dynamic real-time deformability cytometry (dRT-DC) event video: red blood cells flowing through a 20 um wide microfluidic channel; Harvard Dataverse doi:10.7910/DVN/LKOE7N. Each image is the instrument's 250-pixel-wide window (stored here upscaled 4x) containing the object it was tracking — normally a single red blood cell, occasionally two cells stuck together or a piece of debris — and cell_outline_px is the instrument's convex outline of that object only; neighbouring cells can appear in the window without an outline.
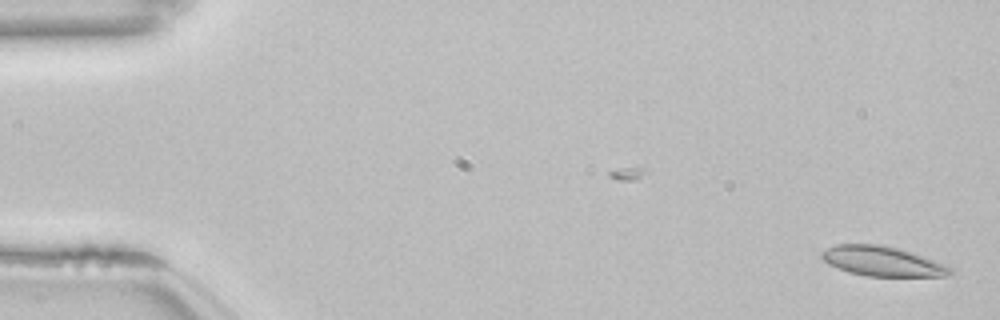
{"species": "common noctule bat (a hibernating species)", "species_latin": "Nyctalus noctula", "temperature_condition": "room temperature", "stored_images_in_passage": 45, "camera_frame_rate_fps": 3000, "um_per_image_px": 0.085, "animal": {"sex": "female", "body_mass_g": 22.7, "forearm_length_mm": 54.2}, "frame": {"image": 1, "passage_image": 1, "time_ms": 0.0, "image_size_px": [1000, 320], "cell_outline_px": [[952, 272], [948, 276], [868, 276], [848, 272], [828, 264], [820, 260], [820, 252], [836, 244], [880, 244], [912, 252], [944, 264], [952, 268]], "centroid_in_image_um": [74.95, 22.2], "position_along_channel_um": 10.1, "area_um2": 22.31}}
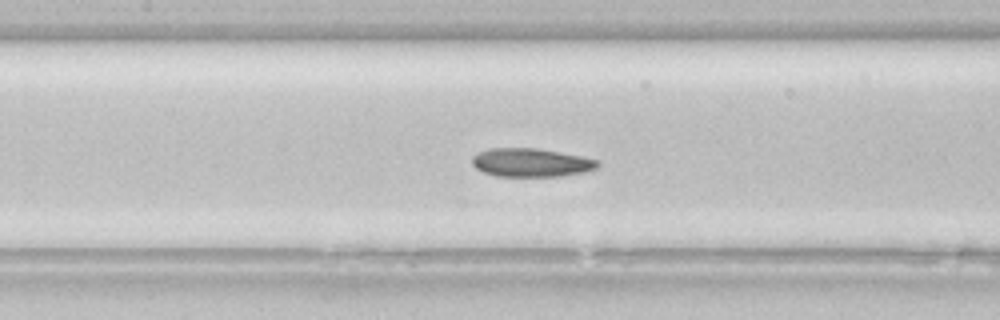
{"frame": {"image": 2, "passage_image": 24, "time_ms": 7.667, "image_size_px": [1000, 320], "cell_outline_px": [[600, 164], [596, 168], [584, 172], [560, 176], [496, 176], [484, 172], [476, 168], [472, 164], [472, 156], [476, 152], [488, 148], [536, 148], [584, 156], [600, 160]], "centroid_in_image_um": [45.14, 13.81], "position_along_channel_um": 162.3, "area_um2": 21.04}}
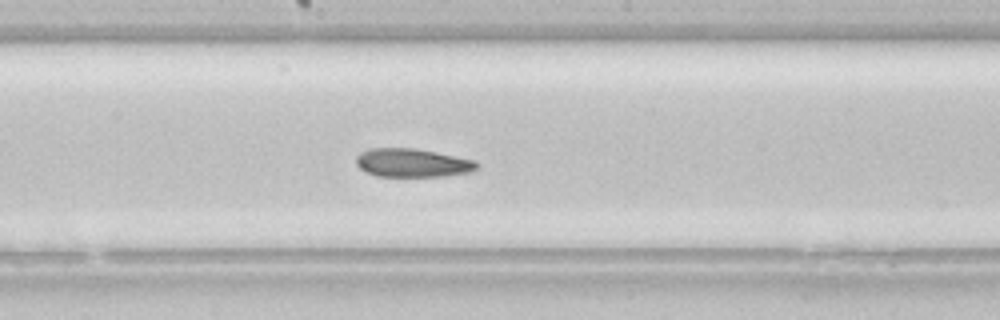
{"frame": {"image": 3, "passage_image": 28, "time_ms": 9.0, "image_size_px": [1000, 320], "cell_outline_px": [[480, 164], [476, 168], [468, 172], [444, 176], [376, 176], [360, 168], [356, 164], [356, 156], [360, 152], [368, 148], [416, 148], [476, 160]], "centroid_in_image_um": [35.04, 13.83], "position_along_channel_um": 213.2, "area_um2": 20.06}, "authors_computed_cell_mechanics": {"area_um2": 21.1548, "velocity_mm_per_s": 3.8245, "shape_relaxation_time_tau1_ms": null, "shape_relaxation_time_tau2_ms": 7.3731, "deformation_change_tau1": null, "deformation_change_tau2": 0.1013}}